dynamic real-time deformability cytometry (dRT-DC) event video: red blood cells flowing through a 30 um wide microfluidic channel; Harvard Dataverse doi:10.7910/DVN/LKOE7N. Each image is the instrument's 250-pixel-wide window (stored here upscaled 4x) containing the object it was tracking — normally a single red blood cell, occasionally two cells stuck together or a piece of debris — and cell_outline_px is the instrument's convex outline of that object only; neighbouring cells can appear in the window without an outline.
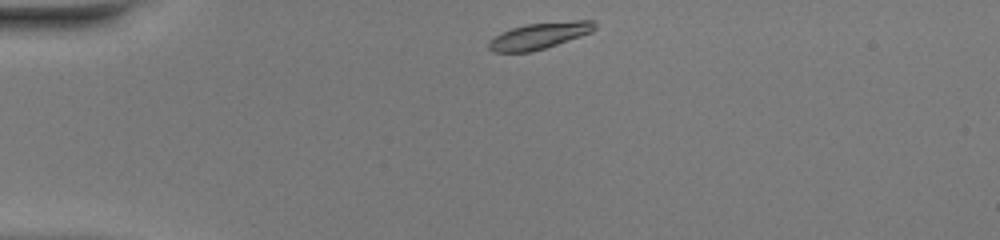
{"species": "common noctule bat (a hibernating species)", "species_latin": "Nyctalus noctula", "temperature_condition": "warm", "stored_images_in_passage": 40, "camera_frame_rate_fps": 3000, "um_per_image_px": 0.085, "animal": {"sex": "female", "body_mass_g": 20.0, "forearm_length_mm": 54.0}, "frame": {"image": 1, "passage_image": 1, "time_ms": 0.0, "image_size_px": [1000, 240], "cell_outline_px": [[596, 28], [592, 32], [532, 52], [492, 52], [488, 48], [488, 44], [496, 36], [512, 28], [524, 24], [572, 20], [592, 20], [596, 24]], "centroid_in_image_um": [45.88, 3.03], "position_along_channel_um": 39.1, "area_um2": 16.13}}
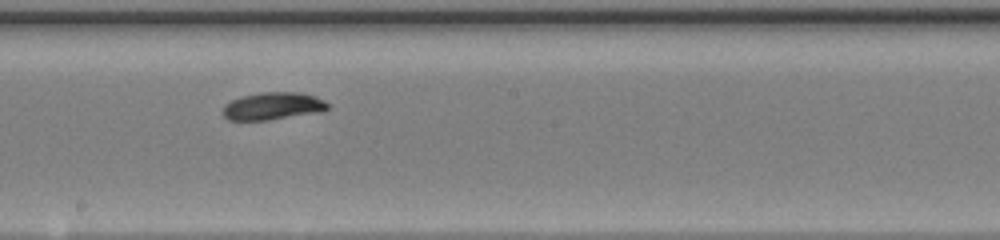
{"frame": {"image": 2, "passage_image": 18, "time_ms": 5.667, "image_size_px": [1000, 240], "cell_outline_px": [[328, 108], [324, 112], [268, 120], [228, 120], [220, 112], [224, 104], [240, 96], [260, 92], [300, 92], [316, 96], [324, 100], [328, 104]], "centroid_in_image_um": [23.18, 9.02], "position_along_channel_um": 225.0, "area_um2": 17.17}}
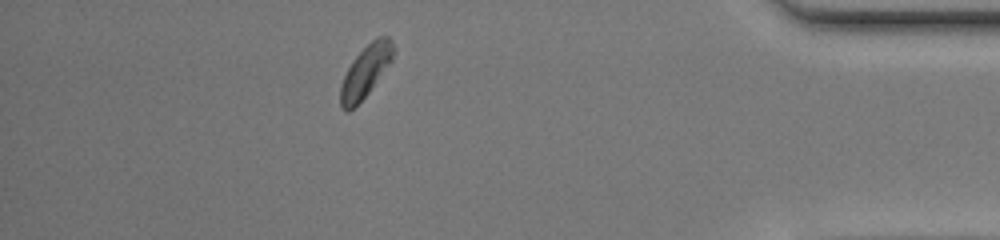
{"frame": {"image": 3, "passage_image": 34, "time_ms": 11.0, "image_size_px": [1000, 240], "cell_outline_px": [[396, 52], [392, 60], [368, 92], [348, 112], [344, 112], [340, 108], [340, 88], [344, 76], [352, 60], [376, 36], [388, 36], [392, 40], [396, 48]], "centroid_in_image_um": [31.09, 6.03], "position_along_channel_um": 404.1, "area_um2": 15.84}, "authors_computed_cell_mechanics": {"area_um2": 16.4152, "velocity_mm_per_s": 4.0822, "shape_relaxation_time_tau1_ms": 1.3918, "shape_relaxation_time_tau2_ms": 2.5407, "deformation_change_tau1": 0.1285, "deformation_change_tau2": 0.079}}